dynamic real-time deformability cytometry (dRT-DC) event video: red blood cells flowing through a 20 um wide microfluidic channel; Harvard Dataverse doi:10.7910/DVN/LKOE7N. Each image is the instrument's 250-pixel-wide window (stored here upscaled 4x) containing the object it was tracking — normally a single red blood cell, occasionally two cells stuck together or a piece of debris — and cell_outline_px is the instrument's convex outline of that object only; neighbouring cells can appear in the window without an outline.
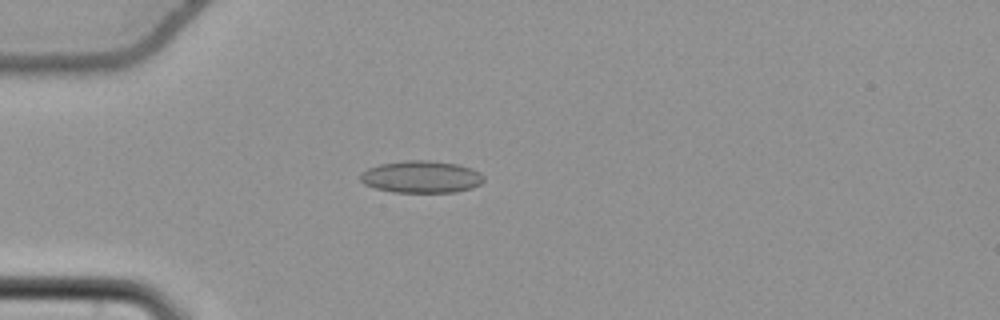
{"species": "common noctule bat (a hibernating species)", "species_latin": "Nyctalus noctula", "temperature_condition": "cold", "stored_images_in_passage": 53, "camera_frame_rate_fps": 3000, "um_per_image_px": 0.085, "animal": {"sex": "female", "body_mass_g": 22.7, "forearm_length_mm": 54.2}, "frame": {"image": 1, "passage_image": 17, "time_ms": 5.333, "image_size_px": [1000, 320], "cell_outline_px": [[484, 180], [480, 184], [472, 188], [456, 192], [392, 192], [376, 188], [364, 184], [360, 180], [360, 172], [368, 168], [380, 164], [404, 160], [428, 160], [456, 164], [472, 168], [480, 172], [484, 176]], "centroid_in_image_um": [35.81, 15.03], "position_along_channel_um": 49.2, "area_um2": 23.24}}
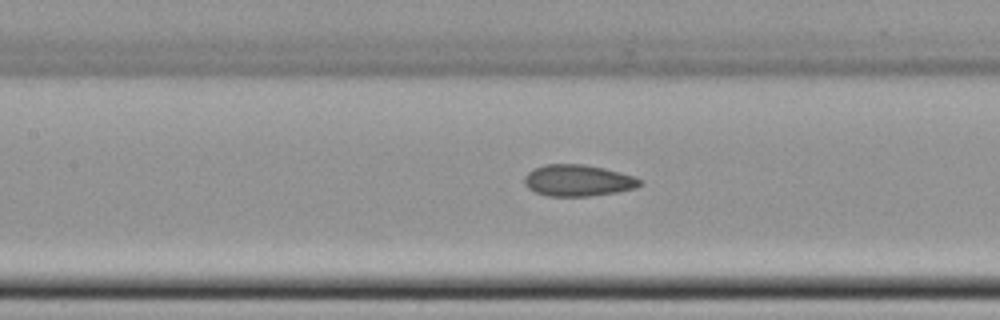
{"frame": {"image": 2, "passage_image": 27, "time_ms": 8.667, "image_size_px": [1000, 320], "cell_outline_px": [[644, 184], [636, 188], [616, 192], [588, 196], [548, 196], [536, 192], [528, 188], [524, 184], [524, 176], [532, 168], [544, 164], [584, 164], [604, 168], [632, 176], [644, 180]], "centroid_in_image_um": [49.12, 15.33], "position_along_channel_um": 158.3, "area_um2": 21.33}}
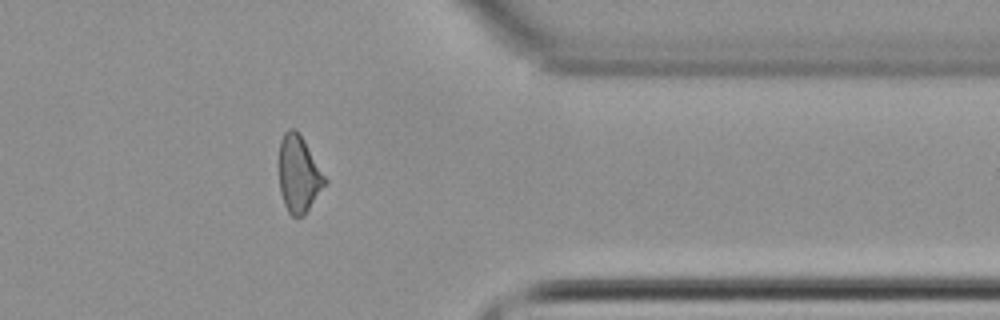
{"frame": {"image": 3, "passage_image": 46, "time_ms": 15.0, "image_size_px": [1000, 320], "cell_outline_px": [[328, 180], [304, 216], [292, 216], [288, 212], [284, 204], [280, 192], [280, 140], [284, 132], [288, 128], [296, 128], [304, 140]], "centroid_in_image_um": [25.4, 14.79], "position_along_channel_um": 386.0, "area_um2": 20.4}}